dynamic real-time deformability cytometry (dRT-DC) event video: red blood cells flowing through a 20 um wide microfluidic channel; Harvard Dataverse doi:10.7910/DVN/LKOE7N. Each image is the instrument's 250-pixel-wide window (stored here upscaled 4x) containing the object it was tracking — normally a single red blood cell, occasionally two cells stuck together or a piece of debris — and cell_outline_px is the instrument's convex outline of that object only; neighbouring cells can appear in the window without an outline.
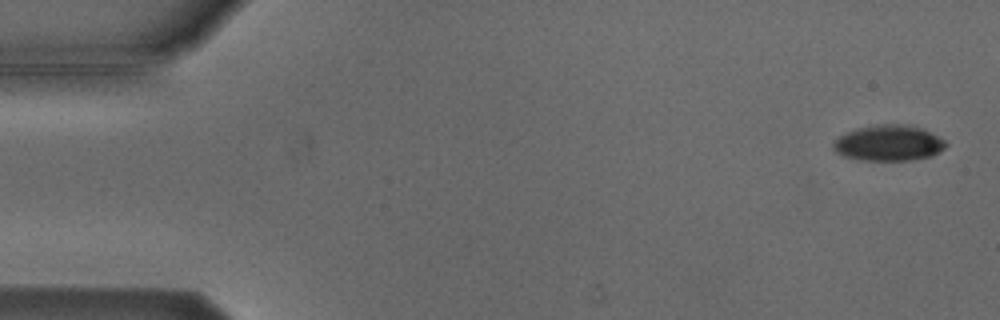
{"species": "Egyptian fruit bat (a non-hibernating species)", "species_latin": "Rousettus aegyptiacus", "temperature_condition": "cold", "stored_images_in_passage": 5, "camera_frame_rate_fps": 3000, "um_per_image_px": 0.085, "animal": {"sex": "male"}, "frame": {"image": 1, "passage_image": 1, "time_ms": 0.0, "image_size_px": [1000, 320], "cell_outline_px": [[948, 144], [944, 148], [932, 156], [908, 160], [864, 160], [844, 156], [836, 152], [832, 148], [832, 144], [840, 136], [856, 128], [884, 124], [912, 124], [924, 128], [944, 140]], "centroid_in_image_um": [75.56, 12.14], "position_along_channel_um": 9.4, "area_um2": 23.41}}
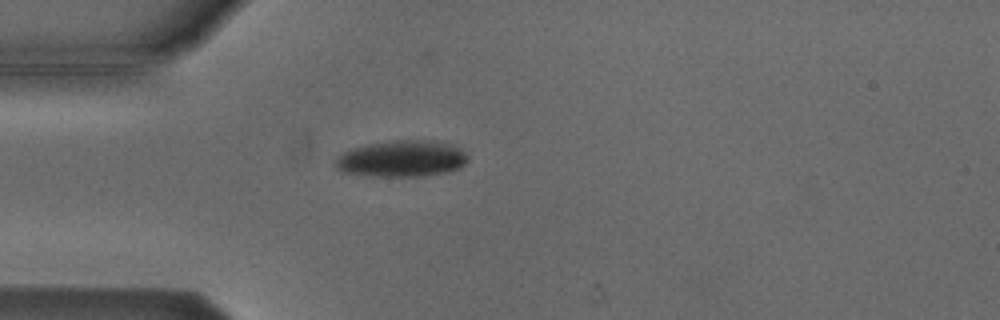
{"frame": {"image": 2, "passage_image": 4, "time_ms": 4.333, "image_size_px": [1000, 320], "cell_outline_px": [[468, 160], [460, 168], [448, 172], [424, 176], [376, 176], [340, 172], [332, 164], [344, 152], [352, 148], [368, 144], [396, 140], [432, 140], [452, 144], [460, 148], [468, 156]], "centroid_in_image_um": [34.17, 13.49], "position_along_channel_um": 50.8, "area_um2": 28.26}}